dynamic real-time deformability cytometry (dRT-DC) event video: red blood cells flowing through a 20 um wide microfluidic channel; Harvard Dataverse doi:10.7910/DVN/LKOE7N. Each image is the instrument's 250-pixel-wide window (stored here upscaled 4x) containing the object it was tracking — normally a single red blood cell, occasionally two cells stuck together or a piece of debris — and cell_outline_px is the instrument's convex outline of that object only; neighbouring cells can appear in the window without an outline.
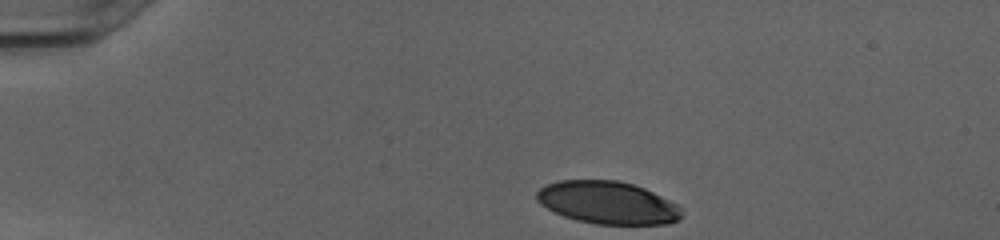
{"species": "human", "species_latin": "Homo sapiens", "temperature_condition": "cold", "stored_images_in_passage": 33, "camera_frame_rate_fps": 3000, "um_per_image_px": 0.085, "donor": {"sex": "female"}, "frame": {"image": 1, "passage_image": 1, "time_ms": 0.0, "image_size_px": [1000, 240], "cell_outline_px": [[684, 212], [680, 220], [668, 224], [596, 224], [576, 220], [564, 216], [540, 204], [536, 200], [536, 192], [540, 188], [548, 184], [560, 180], [616, 180], [632, 184], [644, 188], [676, 204]], "centroid_in_image_um": [51.66, 17.23], "position_along_channel_um": 33.3, "area_um2": 35.89}}
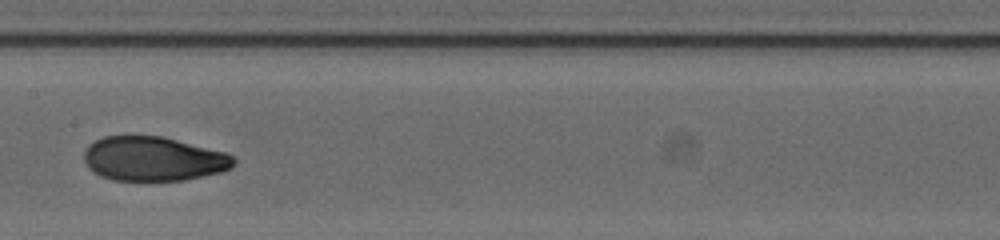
{"frame": {"image": 2, "passage_image": 18, "time_ms": 5.667, "image_size_px": [1000, 240], "cell_outline_px": [[236, 164], [232, 168], [224, 172], [184, 180], [112, 180], [100, 176], [88, 168], [84, 160], [84, 152], [88, 144], [104, 136], [164, 136], [224, 152], [232, 156], [236, 160]], "centroid_in_image_um": [13.05, 13.5], "position_along_channel_um": 194.3, "area_um2": 38.9}}
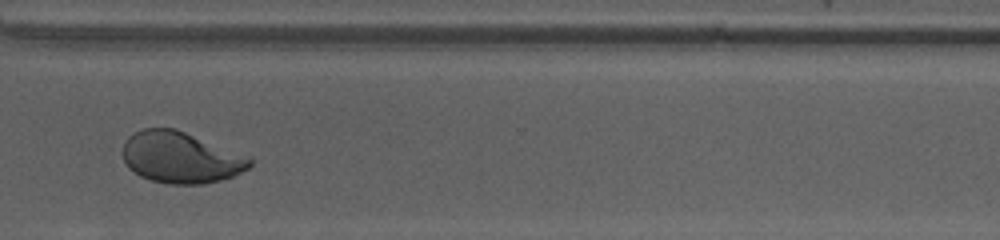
{"frame": {"image": 3, "passage_image": 30, "time_ms": 9.667, "image_size_px": [1000, 240], "cell_outline_px": [[252, 164], [248, 168], [232, 176], [220, 180], [204, 184], [168, 184], [152, 180], [140, 176], [128, 168], [124, 160], [124, 140], [128, 136], [144, 128], [176, 128], [252, 156]], "centroid_in_image_um": [15.39, 13.37], "position_along_channel_um": 355.2, "area_um2": 38.32}, "authors_computed_cell_mechanics": {"area_um2": 39.015, "velocity_mm_per_s": 4.0283, "shape_relaxation_time_tau1_ms": 9.8143, "shape_relaxation_time_tau2_ms": 1.1231, "deformation_change_tau1": 0.3185, "deformation_change_tau2": 0.0548}}